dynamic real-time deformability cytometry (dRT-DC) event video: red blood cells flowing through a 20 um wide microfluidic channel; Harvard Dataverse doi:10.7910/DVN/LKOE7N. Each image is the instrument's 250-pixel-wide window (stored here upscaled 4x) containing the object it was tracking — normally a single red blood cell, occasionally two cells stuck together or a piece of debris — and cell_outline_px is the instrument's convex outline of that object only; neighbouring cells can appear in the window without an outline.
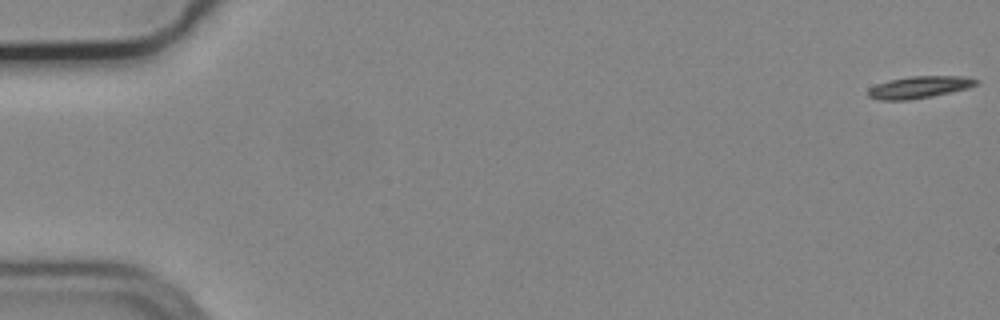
{"species": "common noctule bat (a hibernating species)", "species_latin": "Nyctalus noctula", "temperature_condition": "cold", "stored_images_in_passage": 53, "camera_frame_rate_fps": 3000, "um_per_image_px": 0.085, "animal": {"sex": "male", "body_mass_g": 19.2, "forearm_length_mm": 51.8}, "frame": {"image": 1, "passage_image": 1, "time_ms": 0.0, "image_size_px": [1000, 320], "cell_outline_px": [[980, 80], [976, 84], [968, 88], [932, 96], [908, 100], [880, 100], [868, 96], [868, 88], [876, 84], [888, 80], [908, 76], [964, 76]], "centroid_in_image_um": [78.12, 7.4], "position_along_channel_um": 6.9, "area_um2": 13.87}}
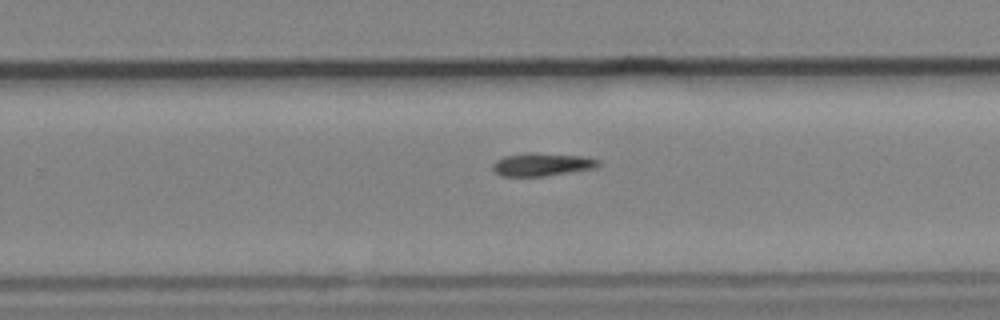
{"frame": {"image": 2, "passage_image": 36, "time_ms": 11.667, "image_size_px": [1000, 320], "cell_outline_px": [[600, 164], [596, 168], [544, 176], [500, 176], [492, 168], [492, 164], [496, 160], [504, 156], [528, 152], [532, 152], [584, 156], [600, 160]], "centroid_in_image_um": [46.07, 13.97], "position_along_channel_um": 283.7, "area_um2": 14.28}}
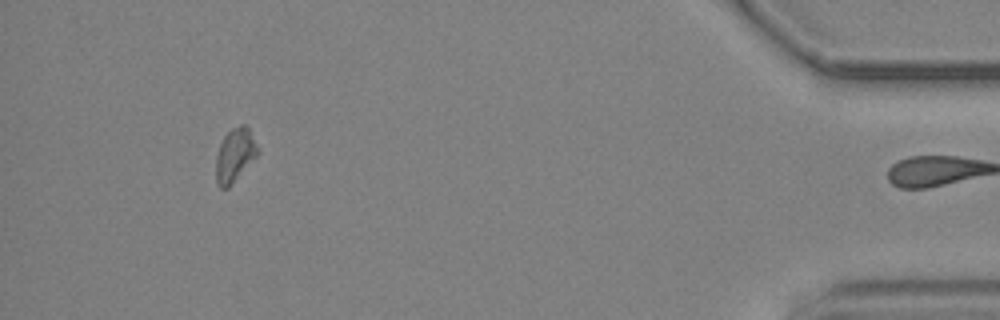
{"frame": {"image": 3, "passage_image": 52, "time_ms": 17.0, "image_size_px": [1000, 320], "cell_outline_px": [[260, 152], [228, 188], [220, 188], [216, 184], [216, 156], [220, 144], [224, 136], [232, 128], [240, 124], [244, 124], [248, 128]], "centroid_in_image_um": [19.95, 13.19], "position_along_channel_um": 415.3, "area_um2": 12.89}}